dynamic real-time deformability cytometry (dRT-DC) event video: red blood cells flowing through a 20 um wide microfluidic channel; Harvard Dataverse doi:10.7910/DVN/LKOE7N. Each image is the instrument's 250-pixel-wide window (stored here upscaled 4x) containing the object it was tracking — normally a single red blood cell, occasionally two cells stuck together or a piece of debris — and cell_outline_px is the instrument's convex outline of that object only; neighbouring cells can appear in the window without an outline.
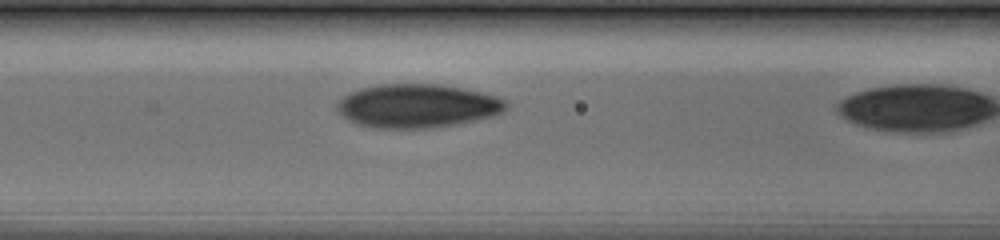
{"species": "human", "species_latin": "Homo sapiens", "temperature_condition": "cold", "stored_images_in_passage": 20, "camera_frame_rate_fps": 3000, "um_per_image_px": 0.085, "donor": {"sex": "male"}, "frame": {"image": 1, "passage_image": 19, "time_ms": 6.0, "image_size_px": [1000, 240], "cell_outline_px": [[508, 108], [504, 112], [492, 116], [432, 128], [376, 128], [356, 124], [348, 120], [336, 108], [336, 104], [344, 96], [360, 88], [380, 84], [436, 84], [460, 88], [480, 92], [496, 96], [504, 100], [508, 104]], "centroid_in_image_um": [35.46, 9.0], "position_along_channel_um": 131.1, "area_um2": 42.66}}